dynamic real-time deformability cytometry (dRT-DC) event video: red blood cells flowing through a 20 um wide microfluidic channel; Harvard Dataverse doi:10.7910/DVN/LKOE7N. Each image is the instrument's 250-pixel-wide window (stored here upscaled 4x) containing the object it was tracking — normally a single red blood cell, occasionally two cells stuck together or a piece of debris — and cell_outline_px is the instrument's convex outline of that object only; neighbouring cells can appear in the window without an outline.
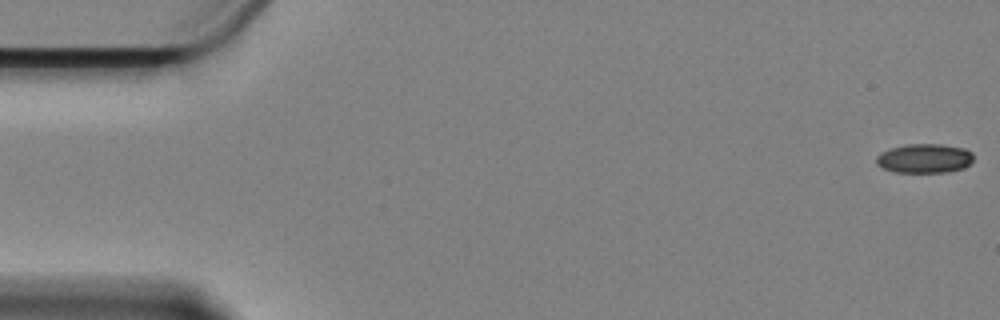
{"species": "Egyptian fruit bat (a non-hibernating species)", "species_latin": "Rousettus aegyptiacus", "temperature_condition": "cold", "stored_images_in_passage": 38, "camera_frame_rate_fps": 3000, "um_per_image_px": 0.085, "animal": {"sex": "female"}, "frame": {"image": 1, "passage_image": 1, "time_ms": 0.0, "image_size_px": [1000, 320], "cell_outline_px": [[972, 160], [964, 168], [944, 172], [896, 172], [884, 168], [876, 164], [876, 156], [880, 152], [892, 148], [908, 144], [940, 144], [964, 148], [972, 152]], "centroid_in_image_um": [78.56, 13.46], "position_along_channel_um": 6.4, "area_um2": 16.42}}
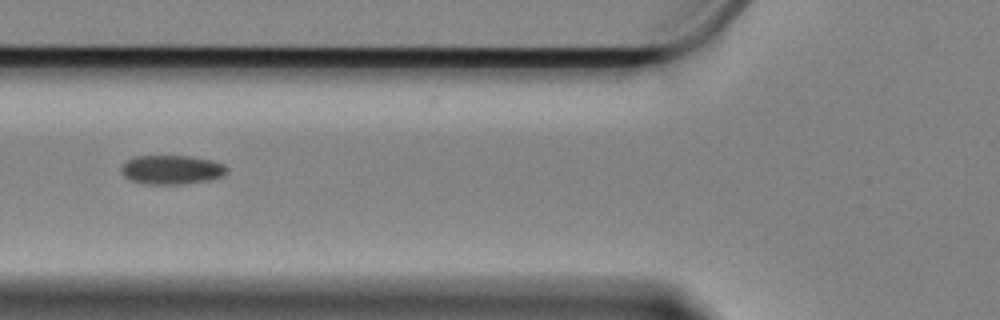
{"frame": {"image": 2, "passage_image": 22, "time_ms": 7.0, "image_size_px": [1000, 320], "cell_outline_px": [[228, 172], [224, 176], [208, 180], [184, 184], [144, 184], [128, 180], [120, 172], [120, 168], [128, 160], [136, 156], [188, 156], [212, 160], [224, 164], [228, 168]], "centroid_in_image_um": [14.6, 14.43], "position_along_channel_um": 111.2, "area_um2": 18.09}}
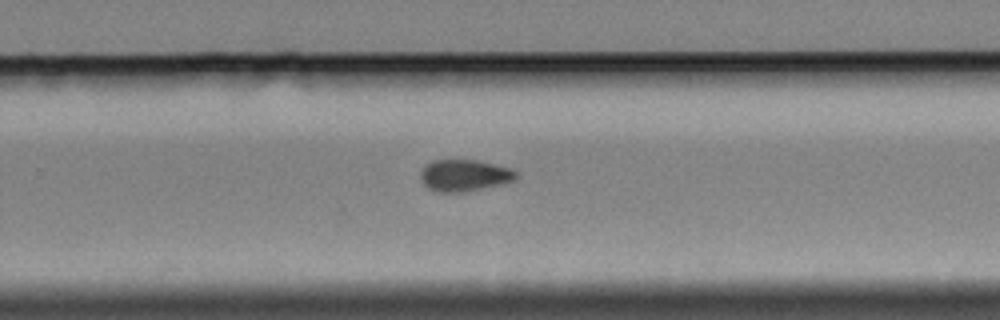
{"frame": {"image": 3, "passage_image": 38, "time_ms": 12.333, "image_size_px": [1000, 320], "cell_outline_px": [[516, 176], [512, 180], [500, 184], [464, 192], [436, 192], [428, 188], [420, 180], [420, 172], [424, 164], [432, 160], [480, 160], [512, 168], [516, 172]], "centroid_in_image_um": [39.41, 14.89], "position_along_channel_um": 290.4, "area_um2": 17.74}}